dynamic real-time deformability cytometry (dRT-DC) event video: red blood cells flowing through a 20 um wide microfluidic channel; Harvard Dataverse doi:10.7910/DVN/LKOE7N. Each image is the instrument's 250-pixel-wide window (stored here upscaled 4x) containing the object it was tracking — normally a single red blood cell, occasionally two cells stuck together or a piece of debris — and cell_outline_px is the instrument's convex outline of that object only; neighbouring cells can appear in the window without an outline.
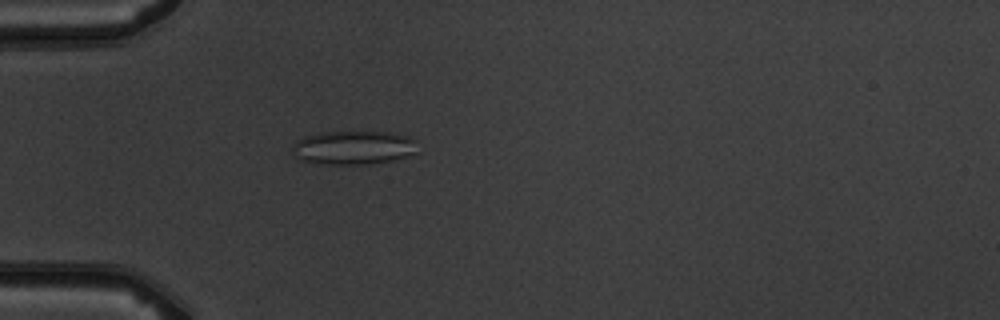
{"species": "common noctule bat (a hibernating species)", "species_latin": "Nyctalus noctula", "temperature_condition": "warm", "stored_images_in_passage": 5, "camera_frame_rate_fps": 3000, "um_per_image_px": 0.085, "animal": {"sex": "male", "body_mass_g": 19.5, "forearm_length_mm": 54.6}, "frame": {"image": 1, "passage_image": 5, "time_ms": 4.667, "image_size_px": [1000, 320], "cell_outline_px": [[416, 152], [408, 156], [392, 160], [360, 164], [320, 164], [304, 160], [296, 156], [292, 152], [292, 144], [296, 140], [304, 136], [320, 132], [352, 128], [388, 132], [408, 136], [416, 140]], "centroid_in_image_um": [30.02, 12.48], "position_along_channel_um": 55.0, "area_um2": 25.55}}